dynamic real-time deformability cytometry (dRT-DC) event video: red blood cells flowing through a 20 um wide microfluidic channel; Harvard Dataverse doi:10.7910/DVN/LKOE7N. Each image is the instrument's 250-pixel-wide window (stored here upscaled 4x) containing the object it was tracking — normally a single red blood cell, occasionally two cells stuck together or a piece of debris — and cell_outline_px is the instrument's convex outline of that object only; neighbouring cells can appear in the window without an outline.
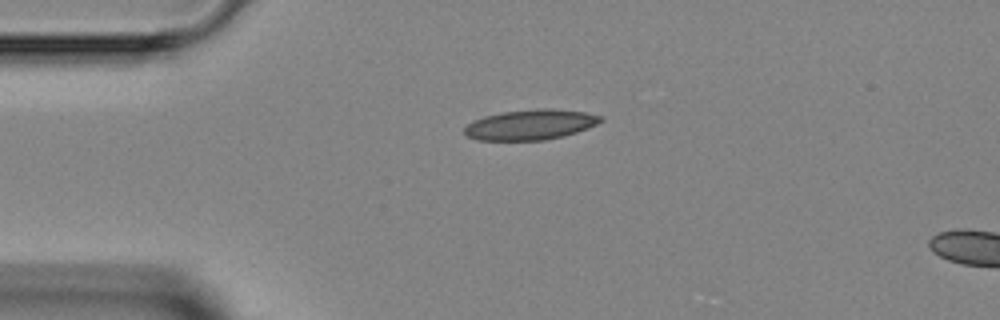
{"species": "Egyptian fruit bat (a non-hibernating species)", "species_latin": "Rousettus aegyptiacus", "temperature_condition": "room temperature", "stored_images_in_passage": 1, "camera_frame_rate_fps": 3000, "um_per_image_px": 0.085, "animal": {"sex": "female"}, "frame": {"image": 1, "passage_image": 1, "time_ms": 0.0, "image_size_px": [1000, 320], "cell_outline_px": [[604, 120], [588, 128], [564, 136], [544, 140], [476, 140], [468, 136], [464, 132], [464, 128], [472, 120], [484, 116], [500, 112], [536, 108], [552, 108], [584, 112], [604, 116]], "centroid_in_image_um": [45.09, 10.58], "position_along_channel_um": 39.9, "area_um2": 24.22}}